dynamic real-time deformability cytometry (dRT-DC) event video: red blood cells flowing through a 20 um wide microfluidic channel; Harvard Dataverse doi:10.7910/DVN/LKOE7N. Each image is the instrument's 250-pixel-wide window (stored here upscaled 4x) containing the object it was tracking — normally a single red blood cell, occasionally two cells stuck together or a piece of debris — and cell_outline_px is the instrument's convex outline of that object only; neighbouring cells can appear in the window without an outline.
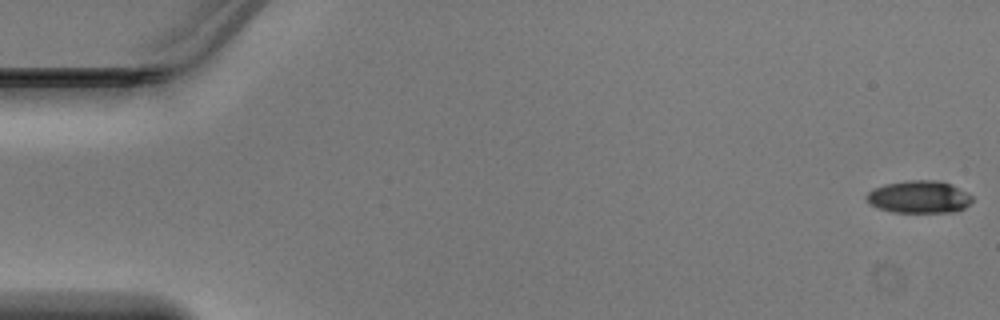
{"species": "Egyptian fruit bat (a non-hibernating species)", "species_latin": "Rousettus aegyptiacus", "temperature_condition": "warm", "stored_images_in_passage": 15, "camera_frame_rate_fps": 3000, "um_per_image_px": 0.085, "animal": {"sex": "male"}, "frame": {"image": 1, "passage_image": 1, "time_ms": 0.0, "image_size_px": [1000, 320], "cell_outline_px": [[972, 200], [964, 208], [956, 212], [892, 212], [868, 204], [864, 196], [872, 188], [884, 184], [908, 180], [940, 180], [952, 184], [972, 196]], "centroid_in_image_um": [78.08, 16.73], "position_along_channel_um": 6.9, "area_um2": 20.17}}
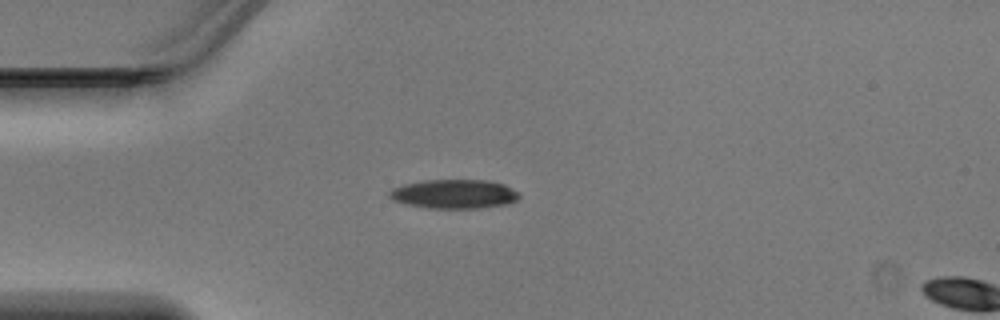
{"frame": {"image": 2, "passage_image": 13, "time_ms": 4.0, "image_size_px": [1000, 320], "cell_outline_px": [[520, 196], [516, 200], [508, 204], [480, 208], [428, 208], [408, 204], [392, 200], [388, 196], [388, 192], [392, 188], [404, 184], [424, 180], [488, 180], [504, 184], [520, 192]], "centroid_in_image_um": [38.61, 16.48], "position_along_channel_um": 46.4, "area_um2": 22.14}}